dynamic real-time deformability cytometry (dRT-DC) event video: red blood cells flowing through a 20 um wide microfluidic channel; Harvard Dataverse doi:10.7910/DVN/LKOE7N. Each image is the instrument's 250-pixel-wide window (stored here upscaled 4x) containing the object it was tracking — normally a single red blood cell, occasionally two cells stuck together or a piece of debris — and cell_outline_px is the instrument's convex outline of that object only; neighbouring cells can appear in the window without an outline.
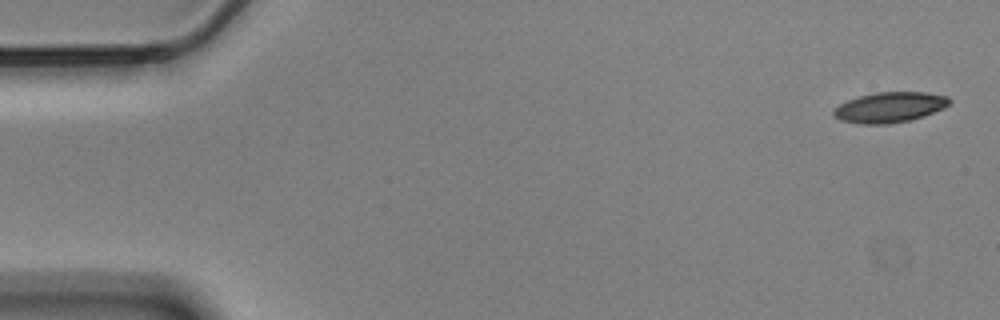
{"species": "Egyptian fruit bat (a non-hibernating species)", "species_latin": "Rousettus aegyptiacus", "temperature_condition": "cold", "stored_images_in_passage": 56, "camera_frame_rate_fps": 3000, "um_per_image_px": 0.085, "animal": {"sex": "male"}, "frame": {"image": 1, "passage_image": 1, "time_ms": 0.0, "image_size_px": [1000, 320], "cell_outline_px": [[952, 100], [944, 108], [924, 116], [908, 120], [888, 124], [860, 124], [840, 120], [832, 116], [832, 112], [840, 104], [848, 100], [860, 96], [876, 92], [924, 92], [948, 96]], "centroid_in_image_um": [75.62, 9.12], "position_along_channel_um": 9.4, "area_um2": 20.46}}
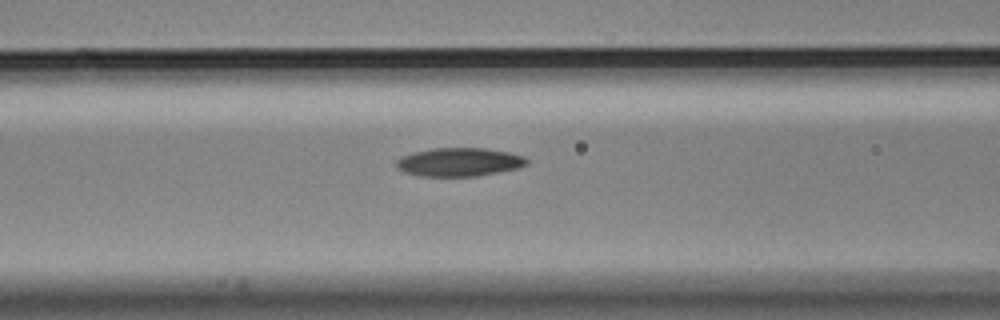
{"frame": {"image": 2, "passage_image": 22, "time_ms": 7.0, "image_size_px": [1000, 320], "cell_outline_px": [[528, 164], [520, 168], [476, 176], [416, 176], [404, 172], [396, 168], [396, 160], [400, 156], [412, 152], [432, 148], [484, 148], [508, 152], [524, 156], [528, 160]], "centroid_in_image_um": [39.0, 13.77], "position_along_channel_um": 127.6, "area_um2": 21.91}}
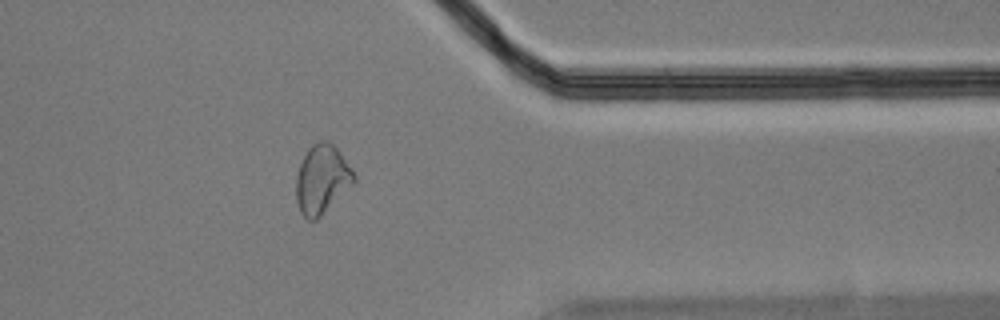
{"frame": {"image": 3, "passage_image": 45, "time_ms": 14.667, "image_size_px": [1000, 320], "cell_outline_px": [[356, 180], [316, 220], [308, 220], [300, 212], [296, 200], [296, 176], [300, 164], [308, 148], [316, 140], [328, 140], [340, 152], [356, 176]], "centroid_in_image_um": [27.34, 15.21], "position_along_channel_um": 384.1, "area_um2": 22.95}, "authors_computed_cell_mechanics": {"area_um2": 21.675, "velocity_mm_per_s": 3.5027, "shape_relaxation_time_tau1_ms": 6.114, "shape_relaxation_time_tau2_ms": 6.3776, "deformation_change_tau1": 0.1578, "deformation_change_tau2": 0.1247}}